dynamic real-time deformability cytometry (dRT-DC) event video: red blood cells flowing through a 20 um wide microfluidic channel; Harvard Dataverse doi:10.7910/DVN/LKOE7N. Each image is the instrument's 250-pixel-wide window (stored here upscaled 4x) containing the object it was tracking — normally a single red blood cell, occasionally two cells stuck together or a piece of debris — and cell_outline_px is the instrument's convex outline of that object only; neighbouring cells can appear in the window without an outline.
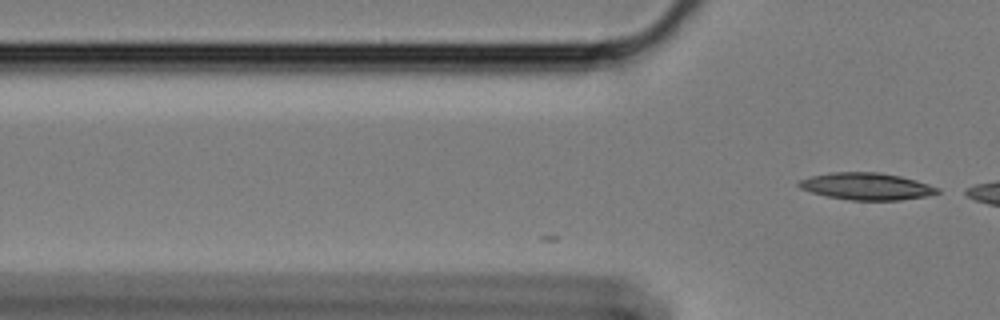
{"species": "Egyptian fruit bat (a non-hibernating species)", "species_latin": "Rousettus aegyptiacus", "temperature_condition": "cold", "stored_images_in_passage": 2, "camera_frame_rate_fps": 3000, "um_per_image_px": 0.085, "animal": {"sex": "female"}, "frame": {"image": 1, "passage_image": 2, "time_ms": 0.333, "image_size_px": [1000, 320], "cell_outline_px": [[940, 192], [928, 196], [900, 200], [848, 200], [828, 196], [812, 192], [800, 188], [796, 184], [800, 180], [812, 176], [832, 172], [880, 172], [900, 176], [916, 180], [940, 188]], "centroid_in_image_um": [73.68, 15.84], "position_along_channel_um": 52.1, "area_um2": 21.79}}